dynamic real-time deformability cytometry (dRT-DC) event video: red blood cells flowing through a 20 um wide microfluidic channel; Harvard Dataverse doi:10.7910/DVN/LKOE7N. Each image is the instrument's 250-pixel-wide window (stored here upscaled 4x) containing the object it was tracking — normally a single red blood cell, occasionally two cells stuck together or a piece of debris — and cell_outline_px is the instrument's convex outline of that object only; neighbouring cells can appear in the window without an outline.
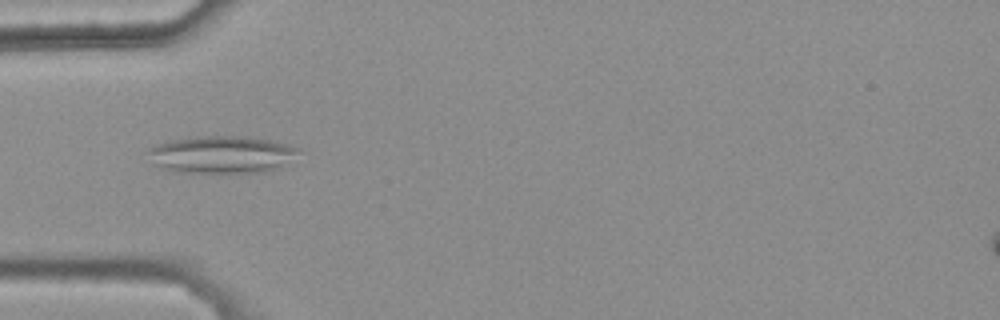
{"species": "common noctule bat (a hibernating species)", "species_latin": "Nyctalus noctula", "temperature_condition": "warm", "stored_images_in_passage": 47, "camera_frame_rate_fps": 3000, "um_per_image_px": 0.085, "animal": {"sex": "female", "body_mass_g": 25.1}, "frame": {"image": 1, "passage_image": 17, "time_ms": 5.333, "image_size_px": [1000, 320], "cell_outline_px": [[300, 152], [276, 168], [264, 172], [168, 172], [152, 164], [144, 152], [148, 148], [156, 144], [168, 140], [196, 136], [244, 136], [272, 140], [288, 144], [300, 148]], "centroid_in_image_um": [18.72, 13.12], "position_along_channel_um": 66.3, "area_um2": 33.18}}
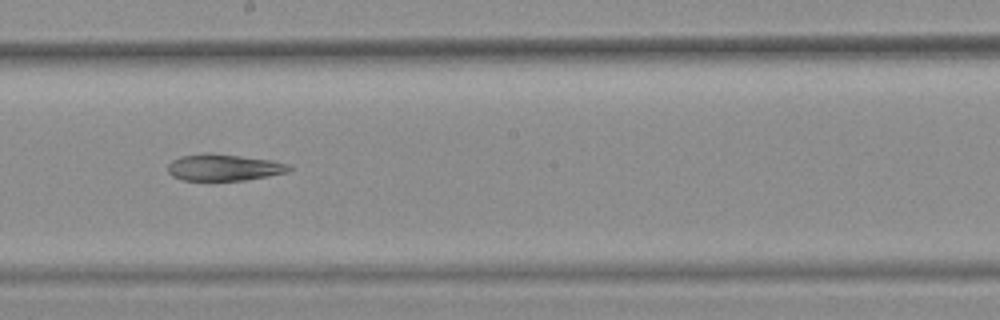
{"frame": {"image": 2, "passage_image": 30, "time_ms": 9.667, "image_size_px": [1000, 320], "cell_outline_px": [[292, 168], [288, 172], [268, 176], [244, 180], [180, 180], [172, 176], [168, 172], [168, 164], [172, 160], [180, 156], [204, 152], [212, 152], [272, 160], [288, 164]], "centroid_in_image_um": [19.0, 14.22], "position_along_channel_um": 229.2, "area_um2": 19.02}}
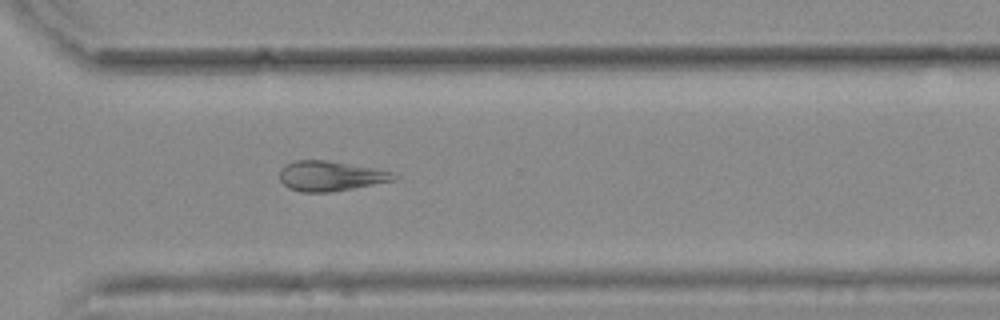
{"frame": {"image": 3, "passage_image": 39, "time_ms": 12.667, "image_size_px": [1000, 320], "cell_outline_px": [[400, 176], [396, 180], [332, 192], [300, 192], [288, 188], [280, 180], [280, 168], [284, 164], [292, 160], [328, 160], [376, 168], [392, 172]], "centroid_in_image_um": [28.09, 14.95], "position_along_channel_um": 342.5, "area_um2": 20.29}}